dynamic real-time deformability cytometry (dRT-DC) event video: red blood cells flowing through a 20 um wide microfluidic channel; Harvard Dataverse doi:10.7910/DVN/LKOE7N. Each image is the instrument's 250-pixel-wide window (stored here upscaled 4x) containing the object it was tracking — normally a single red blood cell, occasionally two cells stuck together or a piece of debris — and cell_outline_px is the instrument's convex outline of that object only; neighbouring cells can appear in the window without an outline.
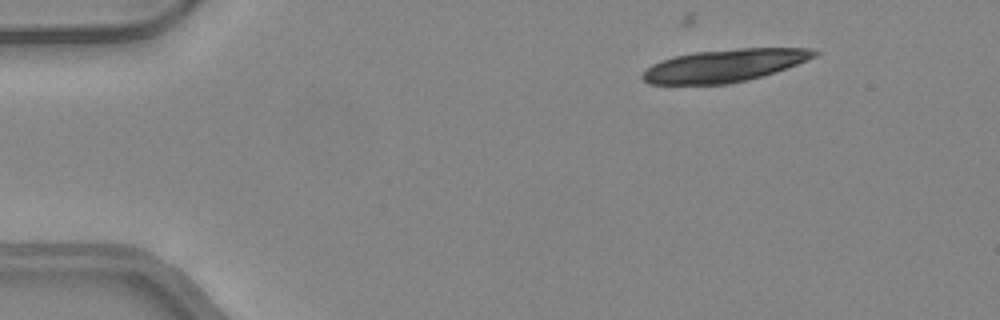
{"species": "common noctule bat (a hibernating species)", "species_latin": "Nyctalus noctula", "temperature_condition": "warm", "stored_images_in_passage": 14, "camera_frame_rate_fps": 3000, "um_per_image_px": 0.085, "animal": {"sex": "female", "body_mass_g": 24.6, "forearm_length_mm": 56.2}, "frame": {"image": 1, "passage_image": 7, "time_ms": 2.0, "image_size_px": [1000, 320], "cell_outline_px": [[820, 52], [816, 56], [808, 60], [748, 80], [728, 84], [648, 84], [640, 76], [652, 64], [676, 56], [696, 52], [736, 48], [812, 48]], "centroid_in_image_um": [61.59, 5.57], "position_along_channel_um": 23.4, "area_um2": 32.31}}